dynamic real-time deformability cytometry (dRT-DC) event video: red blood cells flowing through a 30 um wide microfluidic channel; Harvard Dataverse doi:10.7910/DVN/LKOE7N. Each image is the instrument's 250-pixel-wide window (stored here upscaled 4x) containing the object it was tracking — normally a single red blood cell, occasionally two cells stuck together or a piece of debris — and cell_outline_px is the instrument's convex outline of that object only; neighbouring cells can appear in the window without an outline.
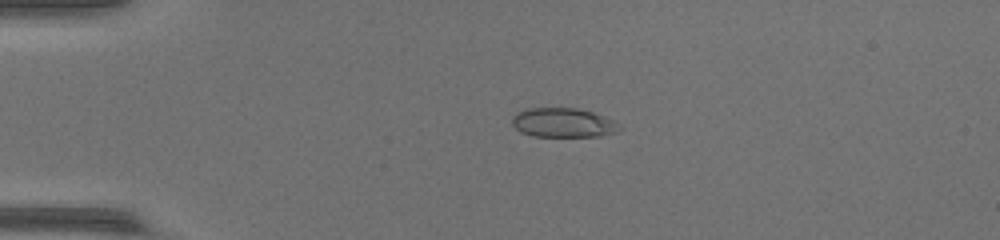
{"species": "common noctule bat (a hibernating species)", "species_latin": "Nyctalus noctula", "temperature_condition": "warm", "stored_images_in_passage": 43, "camera_frame_rate_fps": 3000, "um_per_image_px": 0.085, "animal": {"sex": "female", "body_mass_g": 17.0, "forearm_length_mm": 48.0}, "frame": {"image": 1, "passage_image": 4, "time_ms": 1.0, "image_size_px": [1000, 240], "cell_outline_px": [[624, 128], [616, 132], [600, 136], [532, 136], [520, 132], [512, 124], [512, 116], [528, 108], [576, 108], [592, 112], [604, 116], [612, 120]], "centroid_in_image_um": [47.88, 10.43], "position_along_channel_um": 37.1, "area_um2": 18.26}}
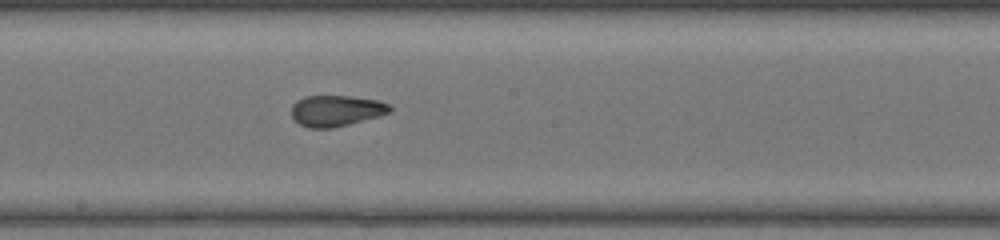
{"frame": {"image": 2, "passage_image": 21, "time_ms": 6.667, "image_size_px": [1000, 240], "cell_outline_px": [[392, 108], [388, 112], [380, 116], [332, 128], [308, 128], [300, 124], [292, 116], [292, 104], [296, 100], [304, 96], [348, 96], [380, 100], [388, 104]], "centroid_in_image_um": [28.56, 9.4], "position_along_channel_um": 219.6, "area_um2": 17.74}}
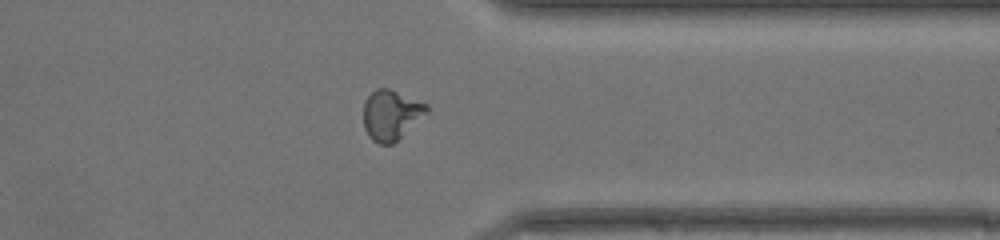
{"frame": {"image": 3, "passage_image": 33, "time_ms": 10.667, "image_size_px": [1000, 240], "cell_outline_px": [[428, 112], [392, 144], [380, 144], [372, 140], [368, 136], [364, 128], [364, 104], [368, 96], [376, 88], [388, 88], [428, 104]], "centroid_in_image_um": [33.23, 9.76], "position_along_channel_um": 378.2, "area_um2": 18.21}}